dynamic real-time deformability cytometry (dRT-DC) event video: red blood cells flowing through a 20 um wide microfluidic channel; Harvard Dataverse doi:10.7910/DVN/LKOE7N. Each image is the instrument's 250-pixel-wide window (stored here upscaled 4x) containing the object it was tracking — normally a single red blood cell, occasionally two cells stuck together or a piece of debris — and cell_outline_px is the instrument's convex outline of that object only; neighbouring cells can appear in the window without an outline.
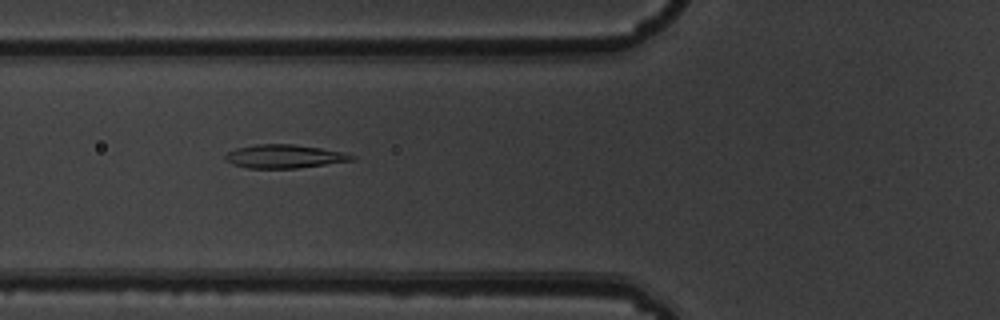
{"species": "common noctule bat (a hibernating species)", "species_latin": "Nyctalus noctula", "temperature_condition": "warm", "stored_images_in_passage": 5, "camera_frame_rate_fps": 3000, "um_per_image_px": 0.085, "animal": {"sex": "male", "body_mass_g": 19.5, "forearm_length_mm": 54.6}, "frame": {"image": 1, "passage_image": 5, "time_ms": 1.333, "image_size_px": [1000, 320], "cell_outline_px": [[356, 160], [296, 168], [248, 168], [232, 164], [224, 160], [224, 156], [228, 152], [236, 148], [256, 144], [292, 144], [320, 148], [340, 152], [356, 156]], "centroid_in_image_um": [24.13, 13.29], "position_along_channel_um": 101.7, "area_um2": 17.22}}